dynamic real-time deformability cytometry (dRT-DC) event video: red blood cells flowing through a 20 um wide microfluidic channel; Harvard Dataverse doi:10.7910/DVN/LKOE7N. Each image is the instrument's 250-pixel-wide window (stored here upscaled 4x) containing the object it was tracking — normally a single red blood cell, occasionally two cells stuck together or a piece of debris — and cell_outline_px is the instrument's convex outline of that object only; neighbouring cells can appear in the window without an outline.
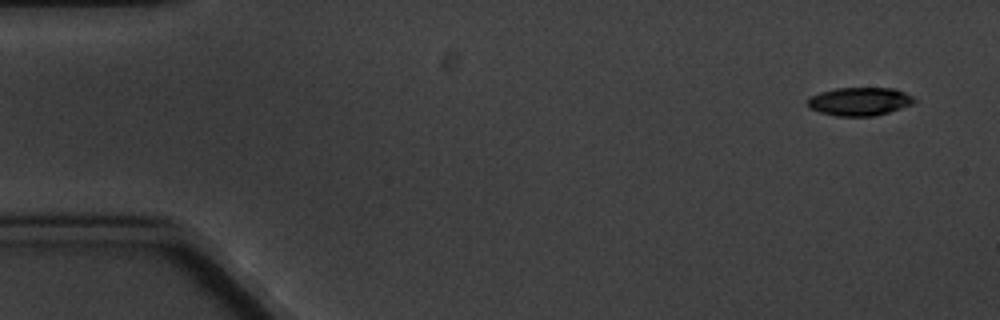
{"species": "common noctule bat (a hibernating species)", "species_latin": "Nyctalus noctula", "temperature_condition": "cold", "stored_images_in_passage": 10, "camera_frame_rate_fps": 3000, "um_per_image_px": 0.085, "animal": {"sex": "male", "body_mass_g": 20.1, "forearm_length_mm": 53.5}, "frame": {"image": 1, "passage_image": 1, "time_ms": 0.0, "image_size_px": [1000, 320], "cell_outline_px": [[916, 100], [912, 104], [888, 112], [872, 116], [836, 116], [820, 112], [808, 108], [808, 100], [812, 96], [820, 92], [836, 88], [896, 88], [912, 96]], "centroid_in_image_um": [73.06, 8.62], "position_along_channel_um": 11.9, "area_um2": 17.46}}
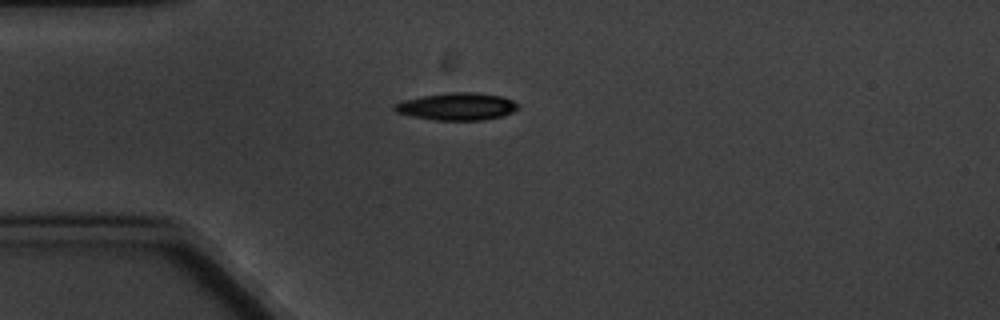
{"frame": {"image": 2, "passage_image": 4, "time_ms": 4.0, "image_size_px": [1000, 320], "cell_outline_px": [[520, 108], [512, 112], [500, 116], [484, 120], [436, 120], [412, 116], [396, 112], [392, 108], [392, 104], [404, 100], [424, 96], [448, 92], [472, 92], [504, 96], [520, 104]], "centroid_in_image_um": [38.86, 9.04], "position_along_channel_um": 46.1, "area_um2": 19.77}}